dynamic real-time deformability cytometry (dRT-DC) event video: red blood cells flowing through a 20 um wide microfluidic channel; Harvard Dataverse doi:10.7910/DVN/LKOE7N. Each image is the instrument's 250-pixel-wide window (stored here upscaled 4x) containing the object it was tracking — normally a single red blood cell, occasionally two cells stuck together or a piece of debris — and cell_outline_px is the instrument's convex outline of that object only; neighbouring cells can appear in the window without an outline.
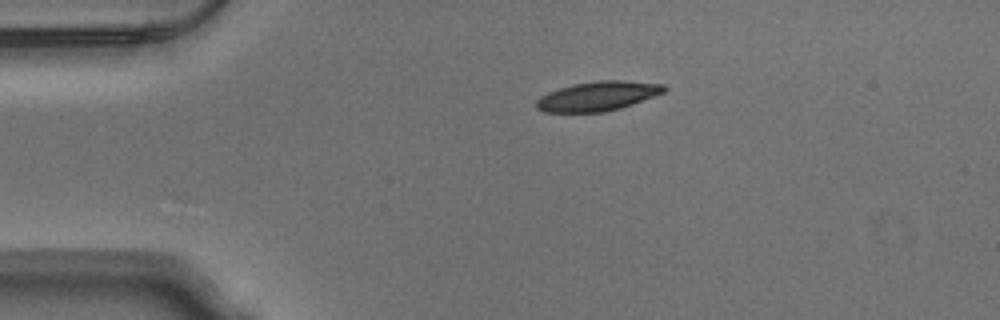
{"species": "Egyptian fruit bat (a non-hibernating species)", "species_latin": "Rousettus aegyptiacus", "temperature_condition": "warm", "stored_images_in_passage": 43, "camera_frame_rate_fps": 3000, "um_per_image_px": 0.085, "animal": {"sex": "male"}, "frame": {"image": 1, "passage_image": 1, "time_ms": 0.0, "image_size_px": [1000, 320], "cell_outline_px": [[668, 88], [664, 92], [632, 104], [620, 108], [604, 112], [544, 112], [536, 108], [536, 100], [540, 96], [548, 92], [572, 84], [600, 80], [620, 80], [664, 84]], "centroid_in_image_um": [50.79, 8.17], "position_along_channel_um": 34.2, "area_um2": 21.85}}
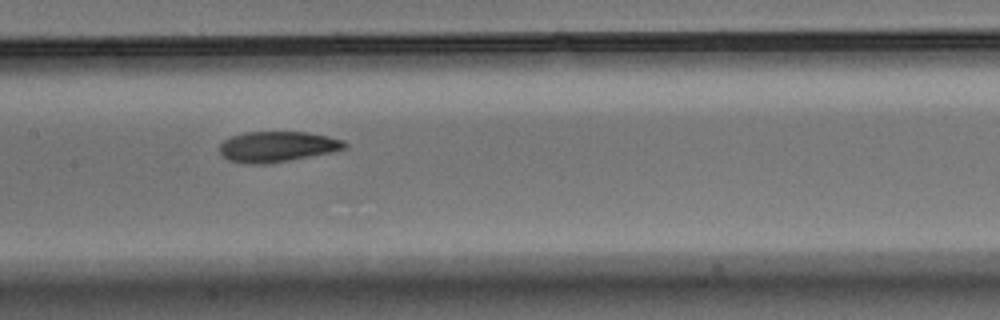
{"frame": {"image": 2, "passage_image": 16, "time_ms": 5.0, "image_size_px": [1000, 320], "cell_outline_px": [[348, 148], [332, 152], [288, 160], [264, 164], [248, 164], [228, 160], [220, 152], [220, 144], [224, 140], [232, 136], [244, 132], [304, 132], [328, 136], [344, 140], [348, 144]], "centroid_in_image_um": [23.59, 12.46], "position_along_channel_um": 183.8, "area_um2": 22.2}}
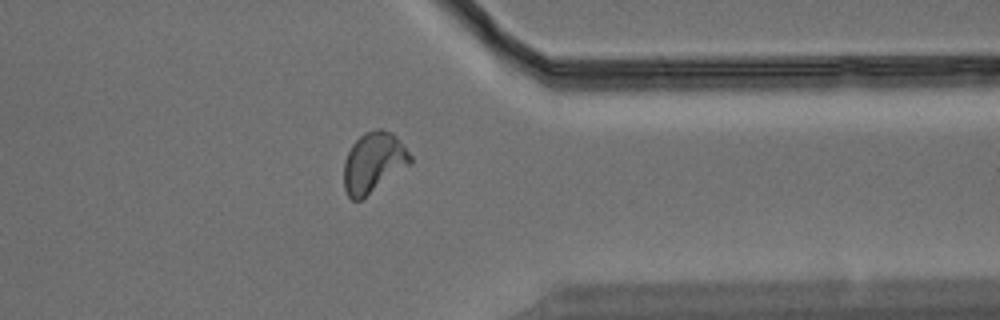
{"frame": {"image": 3, "passage_image": 32, "time_ms": 10.333, "image_size_px": [1000, 320], "cell_outline_px": [[412, 164], [360, 200], [352, 200], [348, 196], [344, 188], [344, 160], [352, 144], [364, 132], [376, 128], [380, 128], [392, 132], [404, 144], [412, 156]], "centroid_in_image_um": [31.77, 13.79], "position_along_channel_um": 379.6, "area_um2": 23.58}, "authors_computed_cell_mechanics": {"area_um2": 22.4264, "velocity_mm_per_s": 3.8076, "shape_relaxation_time_tau1_ms": 5.2334, "shape_relaxation_time_tau2_ms": 2.2596, "deformation_change_tau1": 0.164, "deformation_change_tau2": 0.0786}}